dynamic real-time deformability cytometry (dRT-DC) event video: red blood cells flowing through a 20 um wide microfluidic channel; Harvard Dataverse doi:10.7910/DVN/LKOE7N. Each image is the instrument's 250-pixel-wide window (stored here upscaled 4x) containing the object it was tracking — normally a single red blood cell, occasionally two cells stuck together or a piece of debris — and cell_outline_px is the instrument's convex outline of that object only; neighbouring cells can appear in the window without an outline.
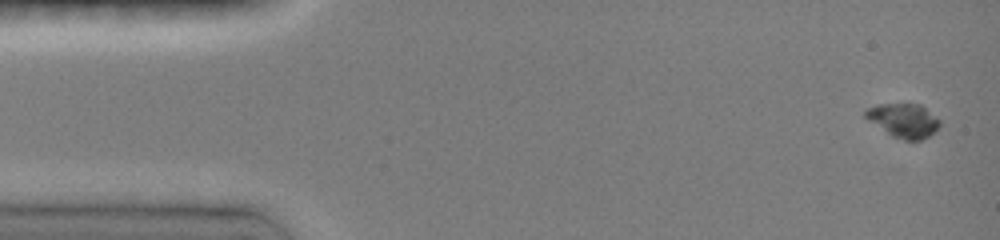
{"species": "common noctule bat (a hibernating species)", "species_latin": "Nyctalus noctula", "temperature_condition": "room temperature", "stored_images_in_passage": 8, "camera_frame_rate_fps": 3000, "um_per_image_px": 0.085, "animal": {"sex": "female", "body_mass_g": 19.0, "forearm_length_mm": 51.5}, "frame": {"image": 1, "passage_image": 1, "time_ms": 0.0, "image_size_px": [1000, 240], "cell_outline_px": [[940, 124], [928, 136], [920, 140], [904, 140], [892, 136], [864, 116], [864, 112], [868, 108], [876, 104], [920, 104], [940, 120]], "centroid_in_image_um": [76.79, 10.23], "position_along_channel_um": 8.2, "area_um2": 14.33}}
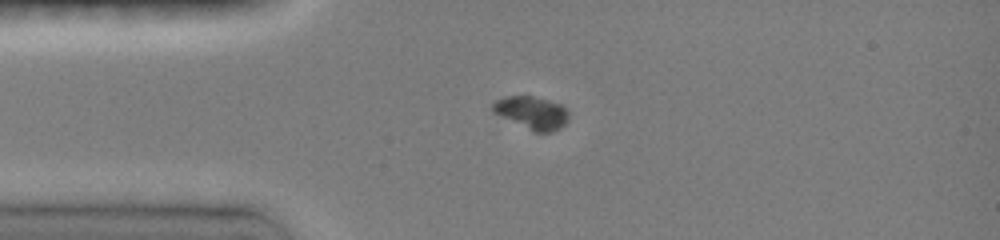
{"frame": {"image": 2, "passage_image": 4, "time_ms": 3.333, "image_size_px": [1000, 240], "cell_outline_px": [[568, 120], [560, 128], [552, 132], [536, 132], [492, 112], [492, 104], [496, 100], [504, 96], [532, 96], [560, 104], [568, 112]], "centroid_in_image_um": [45.2, 9.58], "position_along_channel_um": 39.8, "area_um2": 14.22}}
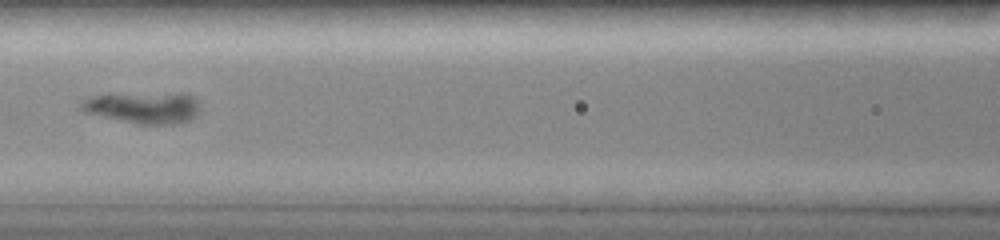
{"frame": {"image": 3, "passage_image": 7, "time_ms": 6.667, "image_size_px": [1000, 240], "cell_outline_px": [[200, 108], [188, 120], [176, 124], [140, 124], [84, 112], [80, 108], [80, 104], [84, 100], [96, 96], [112, 92], [180, 92], [192, 96], [196, 100]], "centroid_in_image_um": [12.18, 9.09], "position_along_channel_um": 154.4, "area_um2": 22.14}}